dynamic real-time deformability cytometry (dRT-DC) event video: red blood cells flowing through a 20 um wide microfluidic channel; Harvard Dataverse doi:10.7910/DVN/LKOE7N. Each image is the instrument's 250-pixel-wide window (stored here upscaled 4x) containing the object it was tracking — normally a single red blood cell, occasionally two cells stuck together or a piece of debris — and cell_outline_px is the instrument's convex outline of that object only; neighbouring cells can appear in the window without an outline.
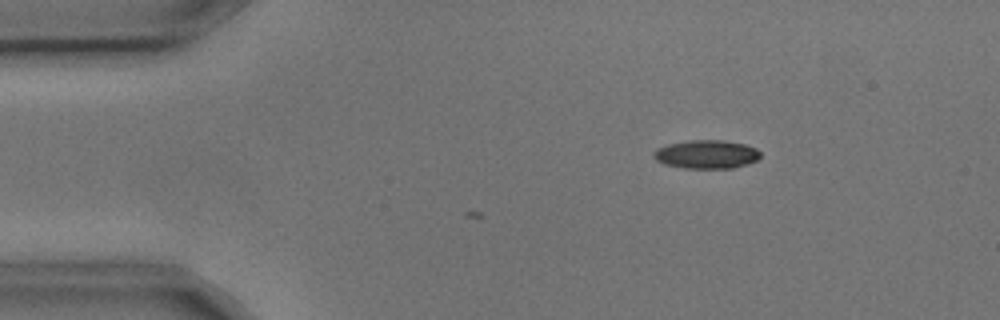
{"species": "common noctule bat (a hibernating species)", "species_latin": "Nyctalus noctula", "temperature_condition": "cold", "stored_images_in_passage": 5, "camera_frame_rate_fps": 3000, "um_per_image_px": 0.085, "animal": {"sex": "male", "body_mass_g": 17.9, "forearm_length_mm": 54.2}, "frame": {"image": 1, "passage_image": 1, "time_ms": 0.0, "image_size_px": [1000, 320], "cell_outline_px": [[760, 156], [756, 160], [748, 164], [732, 168], [684, 168], [664, 164], [656, 160], [652, 156], [652, 152], [656, 148], [668, 144], [688, 140], [724, 140], [744, 144], [756, 148], [760, 152]], "centroid_in_image_um": [60.02, 13.11], "position_along_channel_um": 25.0, "area_um2": 17.86}}
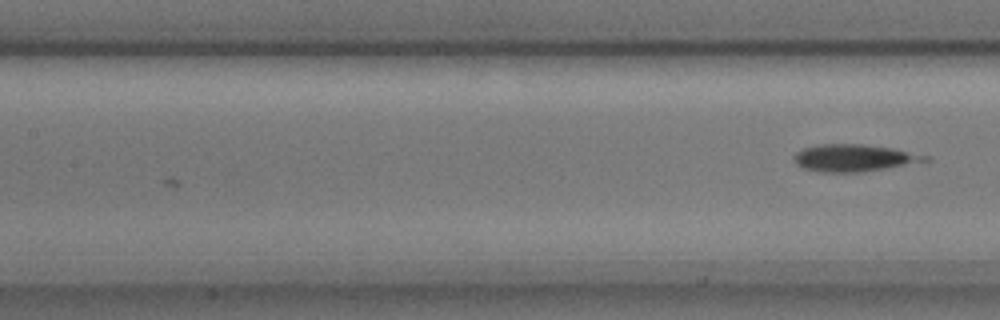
{"frame": {"image": 2, "passage_image": 5, "time_ms": 1.333, "image_size_px": [1000, 320], "cell_outline_px": [[932, 160], [864, 172], [820, 172], [800, 168], [792, 160], [792, 156], [796, 152], [804, 148], [820, 144], [864, 144], [892, 148], [932, 156]], "centroid_in_image_um": [72.58, 13.43], "position_along_channel_um": 134.8, "area_um2": 21.04}}